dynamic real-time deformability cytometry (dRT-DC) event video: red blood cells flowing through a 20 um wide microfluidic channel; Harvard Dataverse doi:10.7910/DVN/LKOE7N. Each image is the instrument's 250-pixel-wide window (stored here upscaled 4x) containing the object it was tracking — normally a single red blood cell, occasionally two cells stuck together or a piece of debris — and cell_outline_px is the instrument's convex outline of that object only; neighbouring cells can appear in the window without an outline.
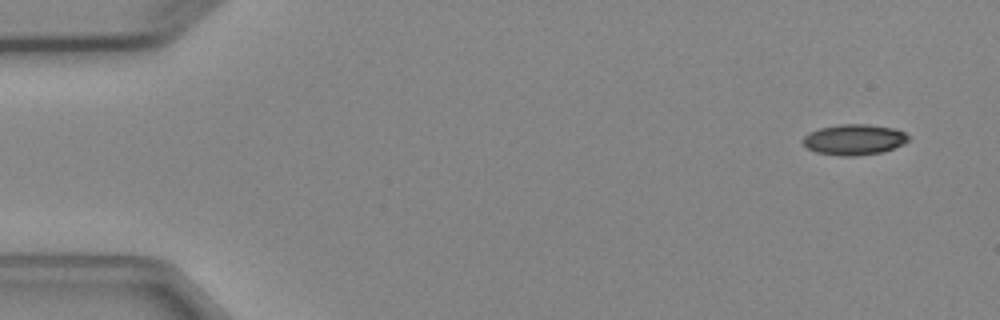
{"species": "Egyptian fruit bat (a non-hibernating species)", "species_latin": "Rousettus aegyptiacus", "temperature_condition": "cold", "stored_images_in_passage": 6, "camera_frame_rate_fps": 3000, "um_per_image_px": 0.085, "animal": {"sex": "female"}, "frame": {"image": 1, "passage_image": 1, "time_ms": 0.0, "image_size_px": [1000, 320], "cell_outline_px": [[908, 140], [884, 152], [856, 156], [844, 156], [816, 152], [808, 148], [800, 140], [808, 132], [820, 128], [840, 124], [868, 124], [896, 128], [904, 132], [908, 136]], "centroid_in_image_um": [72.57, 11.86], "position_along_channel_um": 12.4, "area_um2": 18.84}}